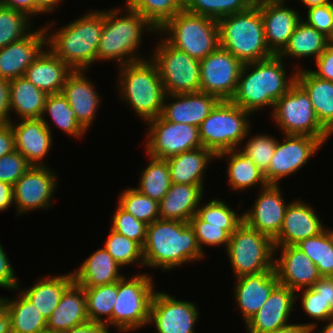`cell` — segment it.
Returning <instances> with one entry per match:
<instances>
[{"instance_id":"obj_32","label":"cell","mask_w":333,"mask_h":333,"mask_svg":"<svg viewBox=\"0 0 333 333\" xmlns=\"http://www.w3.org/2000/svg\"><path fill=\"white\" fill-rule=\"evenodd\" d=\"M122 266L106 251L100 248L93 252L73 273L74 282L82 287H97L118 282L124 277L119 273Z\"/></svg>"},{"instance_id":"obj_18","label":"cell","mask_w":333,"mask_h":333,"mask_svg":"<svg viewBox=\"0 0 333 333\" xmlns=\"http://www.w3.org/2000/svg\"><path fill=\"white\" fill-rule=\"evenodd\" d=\"M50 23L30 33L23 39L10 43L0 49V78L8 81L22 77L28 66L34 63L48 47L47 32ZM32 31V32H31Z\"/></svg>"},{"instance_id":"obj_66","label":"cell","mask_w":333,"mask_h":333,"mask_svg":"<svg viewBox=\"0 0 333 333\" xmlns=\"http://www.w3.org/2000/svg\"><path fill=\"white\" fill-rule=\"evenodd\" d=\"M302 3H304L307 8L314 7V6H320L330 3V0H301Z\"/></svg>"},{"instance_id":"obj_1","label":"cell","mask_w":333,"mask_h":333,"mask_svg":"<svg viewBox=\"0 0 333 333\" xmlns=\"http://www.w3.org/2000/svg\"><path fill=\"white\" fill-rule=\"evenodd\" d=\"M145 266L163 271L204 257L189 222L157 219L147 226L142 247Z\"/></svg>"},{"instance_id":"obj_33","label":"cell","mask_w":333,"mask_h":333,"mask_svg":"<svg viewBox=\"0 0 333 333\" xmlns=\"http://www.w3.org/2000/svg\"><path fill=\"white\" fill-rule=\"evenodd\" d=\"M211 158L217 156L205 147H199L166 159L171 182L175 184H203V174Z\"/></svg>"},{"instance_id":"obj_64","label":"cell","mask_w":333,"mask_h":333,"mask_svg":"<svg viewBox=\"0 0 333 333\" xmlns=\"http://www.w3.org/2000/svg\"><path fill=\"white\" fill-rule=\"evenodd\" d=\"M36 1V15L45 14L46 12L54 11L55 7L62 0H35Z\"/></svg>"},{"instance_id":"obj_2","label":"cell","mask_w":333,"mask_h":333,"mask_svg":"<svg viewBox=\"0 0 333 333\" xmlns=\"http://www.w3.org/2000/svg\"><path fill=\"white\" fill-rule=\"evenodd\" d=\"M283 59L274 55L262 61L244 64L230 101L251 114L262 107L272 106L274 109L275 102L296 82L297 74L287 77Z\"/></svg>"},{"instance_id":"obj_55","label":"cell","mask_w":333,"mask_h":333,"mask_svg":"<svg viewBox=\"0 0 333 333\" xmlns=\"http://www.w3.org/2000/svg\"><path fill=\"white\" fill-rule=\"evenodd\" d=\"M14 274V269L12 268L9 258L4 251L3 246L0 244V286L2 288H7L15 290L19 289L18 279Z\"/></svg>"},{"instance_id":"obj_3","label":"cell","mask_w":333,"mask_h":333,"mask_svg":"<svg viewBox=\"0 0 333 333\" xmlns=\"http://www.w3.org/2000/svg\"><path fill=\"white\" fill-rule=\"evenodd\" d=\"M103 27V10L85 13L54 34L47 33L48 49L72 70L86 71L97 61Z\"/></svg>"},{"instance_id":"obj_34","label":"cell","mask_w":333,"mask_h":333,"mask_svg":"<svg viewBox=\"0 0 333 333\" xmlns=\"http://www.w3.org/2000/svg\"><path fill=\"white\" fill-rule=\"evenodd\" d=\"M47 94L24 76L9 81V110L21 119L41 118Z\"/></svg>"},{"instance_id":"obj_30","label":"cell","mask_w":333,"mask_h":333,"mask_svg":"<svg viewBox=\"0 0 333 333\" xmlns=\"http://www.w3.org/2000/svg\"><path fill=\"white\" fill-rule=\"evenodd\" d=\"M46 49L27 67L24 77L47 95L59 94L73 70L47 47Z\"/></svg>"},{"instance_id":"obj_25","label":"cell","mask_w":333,"mask_h":333,"mask_svg":"<svg viewBox=\"0 0 333 333\" xmlns=\"http://www.w3.org/2000/svg\"><path fill=\"white\" fill-rule=\"evenodd\" d=\"M167 98H172L174 102L165 103ZM220 101L215 95L201 91L185 94H166L161 116L170 122L199 127Z\"/></svg>"},{"instance_id":"obj_56","label":"cell","mask_w":333,"mask_h":333,"mask_svg":"<svg viewBox=\"0 0 333 333\" xmlns=\"http://www.w3.org/2000/svg\"><path fill=\"white\" fill-rule=\"evenodd\" d=\"M315 63L318 69L311 72L321 79L333 82V45L329 44Z\"/></svg>"},{"instance_id":"obj_35","label":"cell","mask_w":333,"mask_h":333,"mask_svg":"<svg viewBox=\"0 0 333 333\" xmlns=\"http://www.w3.org/2000/svg\"><path fill=\"white\" fill-rule=\"evenodd\" d=\"M74 282L73 273L44 277L21 291L47 320L60 302L64 291Z\"/></svg>"},{"instance_id":"obj_57","label":"cell","mask_w":333,"mask_h":333,"mask_svg":"<svg viewBox=\"0 0 333 333\" xmlns=\"http://www.w3.org/2000/svg\"><path fill=\"white\" fill-rule=\"evenodd\" d=\"M15 150L14 133L10 122L0 124V158Z\"/></svg>"},{"instance_id":"obj_48","label":"cell","mask_w":333,"mask_h":333,"mask_svg":"<svg viewBox=\"0 0 333 333\" xmlns=\"http://www.w3.org/2000/svg\"><path fill=\"white\" fill-rule=\"evenodd\" d=\"M104 248L122 267L137 263L145 266L142 247L135 241L110 229Z\"/></svg>"},{"instance_id":"obj_59","label":"cell","mask_w":333,"mask_h":333,"mask_svg":"<svg viewBox=\"0 0 333 333\" xmlns=\"http://www.w3.org/2000/svg\"><path fill=\"white\" fill-rule=\"evenodd\" d=\"M9 81L0 78V124L9 123Z\"/></svg>"},{"instance_id":"obj_51","label":"cell","mask_w":333,"mask_h":333,"mask_svg":"<svg viewBox=\"0 0 333 333\" xmlns=\"http://www.w3.org/2000/svg\"><path fill=\"white\" fill-rule=\"evenodd\" d=\"M189 224L195 232L198 245L203 253V245L219 246L223 244L227 248L230 234L223 229V226H215L202 221L196 214L191 217Z\"/></svg>"},{"instance_id":"obj_47","label":"cell","mask_w":333,"mask_h":333,"mask_svg":"<svg viewBox=\"0 0 333 333\" xmlns=\"http://www.w3.org/2000/svg\"><path fill=\"white\" fill-rule=\"evenodd\" d=\"M196 215L205 222L215 226H223L230 235L243 222V214L237 215L231 207L220 199H213L198 207Z\"/></svg>"},{"instance_id":"obj_26","label":"cell","mask_w":333,"mask_h":333,"mask_svg":"<svg viewBox=\"0 0 333 333\" xmlns=\"http://www.w3.org/2000/svg\"><path fill=\"white\" fill-rule=\"evenodd\" d=\"M235 301L245 324L254 316L279 284L275 271L244 275L236 278Z\"/></svg>"},{"instance_id":"obj_67","label":"cell","mask_w":333,"mask_h":333,"mask_svg":"<svg viewBox=\"0 0 333 333\" xmlns=\"http://www.w3.org/2000/svg\"><path fill=\"white\" fill-rule=\"evenodd\" d=\"M328 321L330 322H328L327 325H324L322 330H320L318 333H333V317ZM313 333H315V331Z\"/></svg>"},{"instance_id":"obj_7","label":"cell","mask_w":333,"mask_h":333,"mask_svg":"<svg viewBox=\"0 0 333 333\" xmlns=\"http://www.w3.org/2000/svg\"><path fill=\"white\" fill-rule=\"evenodd\" d=\"M165 32L168 34L165 40L170 45L199 61L220 46L217 20L185 10L178 12L156 33L161 35Z\"/></svg>"},{"instance_id":"obj_17","label":"cell","mask_w":333,"mask_h":333,"mask_svg":"<svg viewBox=\"0 0 333 333\" xmlns=\"http://www.w3.org/2000/svg\"><path fill=\"white\" fill-rule=\"evenodd\" d=\"M196 304L180 301L164 292H156L151 305L149 323L157 333H196L194 325L198 319Z\"/></svg>"},{"instance_id":"obj_58","label":"cell","mask_w":333,"mask_h":333,"mask_svg":"<svg viewBox=\"0 0 333 333\" xmlns=\"http://www.w3.org/2000/svg\"><path fill=\"white\" fill-rule=\"evenodd\" d=\"M333 310V277H321L311 287Z\"/></svg>"},{"instance_id":"obj_53","label":"cell","mask_w":333,"mask_h":333,"mask_svg":"<svg viewBox=\"0 0 333 333\" xmlns=\"http://www.w3.org/2000/svg\"><path fill=\"white\" fill-rule=\"evenodd\" d=\"M303 311L313 319L328 321L333 317V310L312 288H305L301 297Z\"/></svg>"},{"instance_id":"obj_50","label":"cell","mask_w":333,"mask_h":333,"mask_svg":"<svg viewBox=\"0 0 333 333\" xmlns=\"http://www.w3.org/2000/svg\"><path fill=\"white\" fill-rule=\"evenodd\" d=\"M277 139L267 135H257L249 139L241 150L251 157L254 164L264 174L275 151Z\"/></svg>"},{"instance_id":"obj_15","label":"cell","mask_w":333,"mask_h":333,"mask_svg":"<svg viewBox=\"0 0 333 333\" xmlns=\"http://www.w3.org/2000/svg\"><path fill=\"white\" fill-rule=\"evenodd\" d=\"M284 142H276L275 151L263 174L268 185H280L279 180L296 173L322 147L318 138L307 135H284Z\"/></svg>"},{"instance_id":"obj_14","label":"cell","mask_w":333,"mask_h":333,"mask_svg":"<svg viewBox=\"0 0 333 333\" xmlns=\"http://www.w3.org/2000/svg\"><path fill=\"white\" fill-rule=\"evenodd\" d=\"M243 63L220 46L200 61V91L220 100L234 96Z\"/></svg>"},{"instance_id":"obj_10","label":"cell","mask_w":333,"mask_h":333,"mask_svg":"<svg viewBox=\"0 0 333 333\" xmlns=\"http://www.w3.org/2000/svg\"><path fill=\"white\" fill-rule=\"evenodd\" d=\"M274 242L244 221L230 235L226 248L235 277L274 270Z\"/></svg>"},{"instance_id":"obj_44","label":"cell","mask_w":333,"mask_h":333,"mask_svg":"<svg viewBox=\"0 0 333 333\" xmlns=\"http://www.w3.org/2000/svg\"><path fill=\"white\" fill-rule=\"evenodd\" d=\"M46 113L50 115L57 128L74 138H79L86 133L77 122L74 111L62 93L47 95L43 114Z\"/></svg>"},{"instance_id":"obj_46","label":"cell","mask_w":333,"mask_h":333,"mask_svg":"<svg viewBox=\"0 0 333 333\" xmlns=\"http://www.w3.org/2000/svg\"><path fill=\"white\" fill-rule=\"evenodd\" d=\"M29 20L25 13L0 5V49L27 36Z\"/></svg>"},{"instance_id":"obj_42","label":"cell","mask_w":333,"mask_h":333,"mask_svg":"<svg viewBox=\"0 0 333 333\" xmlns=\"http://www.w3.org/2000/svg\"><path fill=\"white\" fill-rule=\"evenodd\" d=\"M185 0H126L125 3L138 11L158 31L178 12L184 10Z\"/></svg>"},{"instance_id":"obj_19","label":"cell","mask_w":333,"mask_h":333,"mask_svg":"<svg viewBox=\"0 0 333 333\" xmlns=\"http://www.w3.org/2000/svg\"><path fill=\"white\" fill-rule=\"evenodd\" d=\"M288 205L279 185H267L261 188L251 211L244 212L243 221L274 240L279 235Z\"/></svg>"},{"instance_id":"obj_37","label":"cell","mask_w":333,"mask_h":333,"mask_svg":"<svg viewBox=\"0 0 333 333\" xmlns=\"http://www.w3.org/2000/svg\"><path fill=\"white\" fill-rule=\"evenodd\" d=\"M226 155L228 161L227 177L233 190L240 189L242 191L259 183L262 188L268 185L264 180L263 173L254 164L251 157L246 155L241 149L221 152L217 155V158H224ZM228 155L231 156L229 157Z\"/></svg>"},{"instance_id":"obj_13","label":"cell","mask_w":333,"mask_h":333,"mask_svg":"<svg viewBox=\"0 0 333 333\" xmlns=\"http://www.w3.org/2000/svg\"><path fill=\"white\" fill-rule=\"evenodd\" d=\"M149 134L146 141L148 156L167 159L185 151L203 147L199 137V127L175 123L162 116L147 121Z\"/></svg>"},{"instance_id":"obj_12","label":"cell","mask_w":333,"mask_h":333,"mask_svg":"<svg viewBox=\"0 0 333 333\" xmlns=\"http://www.w3.org/2000/svg\"><path fill=\"white\" fill-rule=\"evenodd\" d=\"M151 60L155 63L166 94L200 91V61L160 40Z\"/></svg>"},{"instance_id":"obj_52","label":"cell","mask_w":333,"mask_h":333,"mask_svg":"<svg viewBox=\"0 0 333 333\" xmlns=\"http://www.w3.org/2000/svg\"><path fill=\"white\" fill-rule=\"evenodd\" d=\"M31 167L32 165L27 159L17 150H14L0 158V181L13 186Z\"/></svg>"},{"instance_id":"obj_43","label":"cell","mask_w":333,"mask_h":333,"mask_svg":"<svg viewBox=\"0 0 333 333\" xmlns=\"http://www.w3.org/2000/svg\"><path fill=\"white\" fill-rule=\"evenodd\" d=\"M255 2V0H185L184 10L219 20L231 14L247 11Z\"/></svg>"},{"instance_id":"obj_29","label":"cell","mask_w":333,"mask_h":333,"mask_svg":"<svg viewBox=\"0 0 333 333\" xmlns=\"http://www.w3.org/2000/svg\"><path fill=\"white\" fill-rule=\"evenodd\" d=\"M204 184H175L159 202V217L163 220L189 222L202 200Z\"/></svg>"},{"instance_id":"obj_54","label":"cell","mask_w":333,"mask_h":333,"mask_svg":"<svg viewBox=\"0 0 333 333\" xmlns=\"http://www.w3.org/2000/svg\"><path fill=\"white\" fill-rule=\"evenodd\" d=\"M306 24L330 38L333 33V2L307 9Z\"/></svg>"},{"instance_id":"obj_9","label":"cell","mask_w":333,"mask_h":333,"mask_svg":"<svg viewBox=\"0 0 333 333\" xmlns=\"http://www.w3.org/2000/svg\"><path fill=\"white\" fill-rule=\"evenodd\" d=\"M153 279L148 274H136L118 281L117 300L112 318L105 324L119 331L140 329L149 324L151 305L155 295Z\"/></svg>"},{"instance_id":"obj_65","label":"cell","mask_w":333,"mask_h":333,"mask_svg":"<svg viewBox=\"0 0 333 333\" xmlns=\"http://www.w3.org/2000/svg\"><path fill=\"white\" fill-rule=\"evenodd\" d=\"M0 333H11L10 318L0 300Z\"/></svg>"},{"instance_id":"obj_20","label":"cell","mask_w":333,"mask_h":333,"mask_svg":"<svg viewBox=\"0 0 333 333\" xmlns=\"http://www.w3.org/2000/svg\"><path fill=\"white\" fill-rule=\"evenodd\" d=\"M274 247L276 252L279 247L281 251L280 258H274V270L279 284L297 292L311 288L322 277L316 264L296 245Z\"/></svg>"},{"instance_id":"obj_4","label":"cell","mask_w":333,"mask_h":333,"mask_svg":"<svg viewBox=\"0 0 333 333\" xmlns=\"http://www.w3.org/2000/svg\"><path fill=\"white\" fill-rule=\"evenodd\" d=\"M126 15L121 10L111 9L104 11V27L100 38L97 61L115 60L119 66L130 62L142 60L135 55L141 43L143 30L156 32L154 26L138 11L128 4L125 7ZM138 56V57H137ZM127 57V59H126Z\"/></svg>"},{"instance_id":"obj_63","label":"cell","mask_w":333,"mask_h":333,"mask_svg":"<svg viewBox=\"0 0 333 333\" xmlns=\"http://www.w3.org/2000/svg\"><path fill=\"white\" fill-rule=\"evenodd\" d=\"M317 324L315 322L308 324H292L278 328L277 330L273 331L272 333H313L314 329L316 328Z\"/></svg>"},{"instance_id":"obj_24","label":"cell","mask_w":333,"mask_h":333,"mask_svg":"<svg viewBox=\"0 0 333 333\" xmlns=\"http://www.w3.org/2000/svg\"><path fill=\"white\" fill-rule=\"evenodd\" d=\"M315 212L304 201L290 202L279 235L273 240L274 246L296 245L322 232L325 228Z\"/></svg>"},{"instance_id":"obj_69","label":"cell","mask_w":333,"mask_h":333,"mask_svg":"<svg viewBox=\"0 0 333 333\" xmlns=\"http://www.w3.org/2000/svg\"><path fill=\"white\" fill-rule=\"evenodd\" d=\"M255 1H279V0H255ZM286 1V0H284Z\"/></svg>"},{"instance_id":"obj_31","label":"cell","mask_w":333,"mask_h":333,"mask_svg":"<svg viewBox=\"0 0 333 333\" xmlns=\"http://www.w3.org/2000/svg\"><path fill=\"white\" fill-rule=\"evenodd\" d=\"M295 66L296 81L308 93L320 124L333 134V82L321 79L311 70Z\"/></svg>"},{"instance_id":"obj_60","label":"cell","mask_w":333,"mask_h":333,"mask_svg":"<svg viewBox=\"0 0 333 333\" xmlns=\"http://www.w3.org/2000/svg\"><path fill=\"white\" fill-rule=\"evenodd\" d=\"M0 5L23 12L30 18L36 15L35 0H0Z\"/></svg>"},{"instance_id":"obj_16","label":"cell","mask_w":333,"mask_h":333,"mask_svg":"<svg viewBox=\"0 0 333 333\" xmlns=\"http://www.w3.org/2000/svg\"><path fill=\"white\" fill-rule=\"evenodd\" d=\"M46 166H32L13 185V199L18 215L51 207L58 184L55 172Z\"/></svg>"},{"instance_id":"obj_22","label":"cell","mask_w":333,"mask_h":333,"mask_svg":"<svg viewBox=\"0 0 333 333\" xmlns=\"http://www.w3.org/2000/svg\"><path fill=\"white\" fill-rule=\"evenodd\" d=\"M284 2V0L255 2L263 19L266 44L275 55L285 47L302 20L297 10L287 8Z\"/></svg>"},{"instance_id":"obj_61","label":"cell","mask_w":333,"mask_h":333,"mask_svg":"<svg viewBox=\"0 0 333 333\" xmlns=\"http://www.w3.org/2000/svg\"><path fill=\"white\" fill-rule=\"evenodd\" d=\"M62 333H109L106 325L88 321Z\"/></svg>"},{"instance_id":"obj_41","label":"cell","mask_w":333,"mask_h":333,"mask_svg":"<svg viewBox=\"0 0 333 333\" xmlns=\"http://www.w3.org/2000/svg\"><path fill=\"white\" fill-rule=\"evenodd\" d=\"M83 288L86 295V312L89 321L105 325L112 318V311L117 300L118 282ZM103 315L108 316L105 321Z\"/></svg>"},{"instance_id":"obj_8","label":"cell","mask_w":333,"mask_h":333,"mask_svg":"<svg viewBox=\"0 0 333 333\" xmlns=\"http://www.w3.org/2000/svg\"><path fill=\"white\" fill-rule=\"evenodd\" d=\"M250 112L230 100H221L199 126L202 146L216 156L224 151L238 149L250 133Z\"/></svg>"},{"instance_id":"obj_62","label":"cell","mask_w":333,"mask_h":333,"mask_svg":"<svg viewBox=\"0 0 333 333\" xmlns=\"http://www.w3.org/2000/svg\"><path fill=\"white\" fill-rule=\"evenodd\" d=\"M13 203V186L0 181V211H5Z\"/></svg>"},{"instance_id":"obj_68","label":"cell","mask_w":333,"mask_h":333,"mask_svg":"<svg viewBox=\"0 0 333 333\" xmlns=\"http://www.w3.org/2000/svg\"><path fill=\"white\" fill-rule=\"evenodd\" d=\"M329 44L333 45V33H332L331 37L329 38Z\"/></svg>"},{"instance_id":"obj_40","label":"cell","mask_w":333,"mask_h":333,"mask_svg":"<svg viewBox=\"0 0 333 333\" xmlns=\"http://www.w3.org/2000/svg\"><path fill=\"white\" fill-rule=\"evenodd\" d=\"M296 246L316 264L322 277H333V230L324 229Z\"/></svg>"},{"instance_id":"obj_36","label":"cell","mask_w":333,"mask_h":333,"mask_svg":"<svg viewBox=\"0 0 333 333\" xmlns=\"http://www.w3.org/2000/svg\"><path fill=\"white\" fill-rule=\"evenodd\" d=\"M0 300L10 318L11 333H47L46 319L21 291L16 299Z\"/></svg>"},{"instance_id":"obj_39","label":"cell","mask_w":333,"mask_h":333,"mask_svg":"<svg viewBox=\"0 0 333 333\" xmlns=\"http://www.w3.org/2000/svg\"><path fill=\"white\" fill-rule=\"evenodd\" d=\"M148 157L150 158L149 164L143 170L136 189L151 199L160 202L172 184L169 166L166 159Z\"/></svg>"},{"instance_id":"obj_45","label":"cell","mask_w":333,"mask_h":333,"mask_svg":"<svg viewBox=\"0 0 333 333\" xmlns=\"http://www.w3.org/2000/svg\"><path fill=\"white\" fill-rule=\"evenodd\" d=\"M118 202L124 210L148 225L160 219L159 202L140 193L136 188L125 189Z\"/></svg>"},{"instance_id":"obj_28","label":"cell","mask_w":333,"mask_h":333,"mask_svg":"<svg viewBox=\"0 0 333 333\" xmlns=\"http://www.w3.org/2000/svg\"><path fill=\"white\" fill-rule=\"evenodd\" d=\"M88 321L84 288L73 282L64 291L59 304L46 320L47 333H62Z\"/></svg>"},{"instance_id":"obj_38","label":"cell","mask_w":333,"mask_h":333,"mask_svg":"<svg viewBox=\"0 0 333 333\" xmlns=\"http://www.w3.org/2000/svg\"><path fill=\"white\" fill-rule=\"evenodd\" d=\"M329 45V38L306 24L302 19L285 47L277 54L279 57L305 58L313 56L316 60Z\"/></svg>"},{"instance_id":"obj_49","label":"cell","mask_w":333,"mask_h":333,"mask_svg":"<svg viewBox=\"0 0 333 333\" xmlns=\"http://www.w3.org/2000/svg\"><path fill=\"white\" fill-rule=\"evenodd\" d=\"M112 219V230L137 242L141 247H143L146 240L148 224L136 219L119 204Z\"/></svg>"},{"instance_id":"obj_27","label":"cell","mask_w":333,"mask_h":333,"mask_svg":"<svg viewBox=\"0 0 333 333\" xmlns=\"http://www.w3.org/2000/svg\"><path fill=\"white\" fill-rule=\"evenodd\" d=\"M83 71L73 70L67 77L61 93L74 111L77 122L87 131L95 119L97 107L100 106V96Z\"/></svg>"},{"instance_id":"obj_21","label":"cell","mask_w":333,"mask_h":333,"mask_svg":"<svg viewBox=\"0 0 333 333\" xmlns=\"http://www.w3.org/2000/svg\"><path fill=\"white\" fill-rule=\"evenodd\" d=\"M41 118L21 119L20 123L10 121L14 133L15 150L21 153L32 166H47L43 160L52 148L50 124ZM40 161V162H39Z\"/></svg>"},{"instance_id":"obj_11","label":"cell","mask_w":333,"mask_h":333,"mask_svg":"<svg viewBox=\"0 0 333 333\" xmlns=\"http://www.w3.org/2000/svg\"><path fill=\"white\" fill-rule=\"evenodd\" d=\"M272 118L285 135H307L322 143L331 135L318 121L310 97L296 81L276 102Z\"/></svg>"},{"instance_id":"obj_5","label":"cell","mask_w":333,"mask_h":333,"mask_svg":"<svg viewBox=\"0 0 333 333\" xmlns=\"http://www.w3.org/2000/svg\"><path fill=\"white\" fill-rule=\"evenodd\" d=\"M217 23L220 47L243 64L275 55L266 44L263 19L256 4L247 11L222 17Z\"/></svg>"},{"instance_id":"obj_23","label":"cell","mask_w":333,"mask_h":333,"mask_svg":"<svg viewBox=\"0 0 333 333\" xmlns=\"http://www.w3.org/2000/svg\"><path fill=\"white\" fill-rule=\"evenodd\" d=\"M298 294L289 287L278 284L266 302L245 324L248 333H272L289 325L288 318Z\"/></svg>"},{"instance_id":"obj_6","label":"cell","mask_w":333,"mask_h":333,"mask_svg":"<svg viewBox=\"0 0 333 333\" xmlns=\"http://www.w3.org/2000/svg\"><path fill=\"white\" fill-rule=\"evenodd\" d=\"M120 67L118 88L121 99L129 103L145 123L161 116L166 93L155 63L142 58Z\"/></svg>"}]
</instances>
